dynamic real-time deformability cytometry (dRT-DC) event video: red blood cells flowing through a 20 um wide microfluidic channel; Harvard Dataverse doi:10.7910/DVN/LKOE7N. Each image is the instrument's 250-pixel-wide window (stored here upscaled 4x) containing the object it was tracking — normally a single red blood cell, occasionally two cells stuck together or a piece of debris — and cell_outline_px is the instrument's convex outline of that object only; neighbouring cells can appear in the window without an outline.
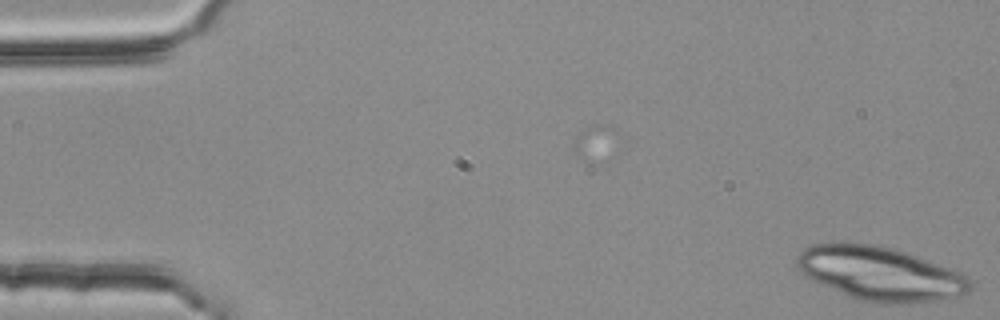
{"species": "common noctule bat (a hibernating species)", "species_latin": "Nyctalus noctula", "temperature_condition": "room temperature", "stored_images_in_passage": 5, "segment_of_instrument_passage": [1, 2], "camera_frame_rate_fps": 3000, "um_per_image_px": 0.085, "animal": {"sex": "female", "body_mass_g": 25.1}, "frame": {"image": 1, "passage_image": 1, "time_ms": 0.0, "image_size_px": [1000, 320], "cell_outline_px": [[972, 288], [968, 292], [936, 300], [900, 304], [876, 304], [856, 300], [812, 280], [804, 276], [796, 264], [796, 256], [804, 248], [812, 244], [872, 244], [904, 252], [916, 256], [960, 272], [972, 280]], "centroid_in_image_um": [74.78, 23.28], "position_along_channel_um": 10.2, "area_um2": 53.81}}